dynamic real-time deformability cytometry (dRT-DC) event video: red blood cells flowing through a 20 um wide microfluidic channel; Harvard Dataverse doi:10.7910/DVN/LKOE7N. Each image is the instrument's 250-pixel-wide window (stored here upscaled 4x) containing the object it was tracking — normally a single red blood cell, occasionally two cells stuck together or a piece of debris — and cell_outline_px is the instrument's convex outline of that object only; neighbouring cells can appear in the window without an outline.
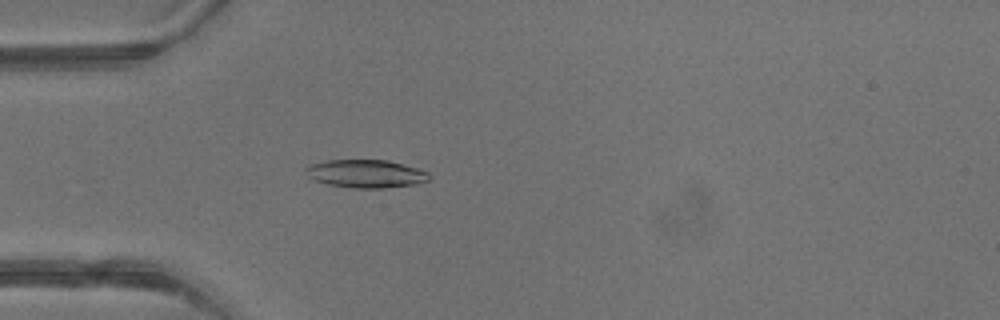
{"species": "common noctule bat (a hibernating species)", "species_latin": "Nyctalus noctula", "temperature_condition": "warm", "stored_images_in_passage": 3, "camera_frame_rate_fps": 3000, "um_per_image_px": 0.085, "animal": {"sex": "male", "body_mass_g": 13.3}, "frame": {"image": 1, "passage_image": 3, "time_ms": 0.667, "image_size_px": [1000, 320], "cell_outline_px": [[432, 176], [428, 180], [416, 184], [384, 188], [352, 188], [328, 184], [316, 180], [308, 176], [304, 168], [308, 164], [324, 160], [388, 160], [416, 168], [428, 172]], "centroid_in_image_um": [31.08, 14.76], "position_along_channel_um": 53.9, "area_um2": 20.23}}